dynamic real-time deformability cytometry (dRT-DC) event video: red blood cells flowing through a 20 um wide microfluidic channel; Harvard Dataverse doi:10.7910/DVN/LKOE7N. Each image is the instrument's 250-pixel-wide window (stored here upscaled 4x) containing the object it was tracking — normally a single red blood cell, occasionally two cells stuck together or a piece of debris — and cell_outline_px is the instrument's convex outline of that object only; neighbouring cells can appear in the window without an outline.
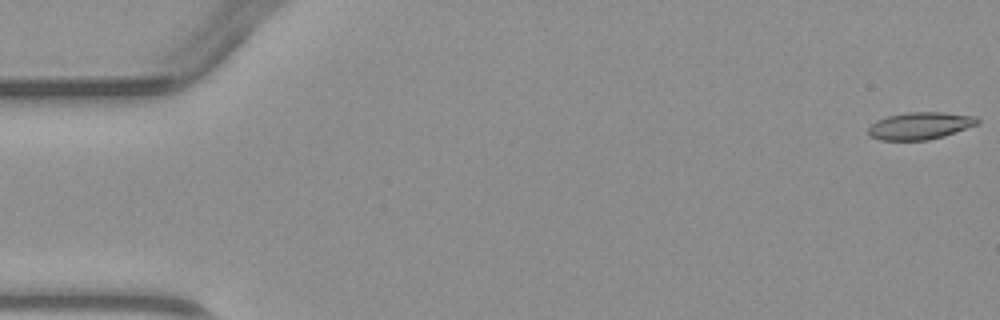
{"species": "common noctule bat (a hibernating species)", "species_latin": "Nyctalus noctula", "temperature_condition": "warm", "stored_images_in_passage": 4, "camera_frame_rate_fps": 3000, "um_per_image_px": 0.085, "animal": {"sex": "male", "body_mass_g": 23.1, "forearm_length_mm": 52.7}, "frame": {"image": 1, "passage_image": 1, "time_ms": 0.0, "image_size_px": [1000, 320], "cell_outline_px": [[980, 124], [944, 136], [928, 140], [880, 140], [872, 136], [868, 132], [868, 128], [876, 120], [888, 116], [904, 112], [944, 112], [976, 116], [980, 120]], "centroid_in_image_um": [78.25, 10.68], "position_along_channel_um": 6.7, "area_um2": 17.46}}